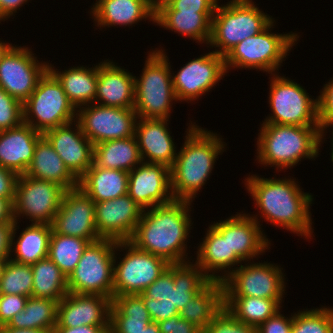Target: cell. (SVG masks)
<instances>
[{"mask_svg":"<svg viewBox=\"0 0 333 333\" xmlns=\"http://www.w3.org/2000/svg\"><path fill=\"white\" fill-rule=\"evenodd\" d=\"M191 203L173 199L143 210L129 242L141 251L165 259L169 264L190 261L185 241L193 224L189 215Z\"/></svg>","mask_w":333,"mask_h":333,"instance_id":"obj_1","label":"cell"},{"mask_svg":"<svg viewBox=\"0 0 333 333\" xmlns=\"http://www.w3.org/2000/svg\"><path fill=\"white\" fill-rule=\"evenodd\" d=\"M249 176L244 180L245 187L260 209V218L263 217L270 224L280 226L298 236L311 239L313 222L309 209L313 196L304 193L296 179Z\"/></svg>","mask_w":333,"mask_h":333,"instance_id":"obj_2","label":"cell"},{"mask_svg":"<svg viewBox=\"0 0 333 333\" xmlns=\"http://www.w3.org/2000/svg\"><path fill=\"white\" fill-rule=\"evenodd\" d=\"M186 132L184 145L170 167V186L174 199L192 202L211 175L217 156L225 151L226 143L219 134L192 122Z\"/></svg>","mask_w":333,"mask_h":333,"instance_id":"obj_3","label":"cell"},{"mask_svg":"<svg viewBox=\"0 0 333 333\" xmlns=\"http://www.w3.org/2000/svg\"><path fill=\"white\" fill-rule=\"evenodd\" d=\"M210 281L196 263H174L140 295L152 321L158 323L179 315L186 303Z\"/></svg>","mask_w":333,"mask_h":333,"instance_id":"obj_4","label":"cell"},{"mask_svg":"<svg viewBox=\"0 0 333 333\" xmlns=\"http://www.w3.org/2000/svg\"><path fill=\"white\" fill-rule=\"evenodd\" d=\"M257 137V159L261 165L288 169L303 158L319 155V126L262 123Z\"/></svg>","mask_w":333,"mask_h":333,"instance_id":"obj_5","label":"cell"},{"mask_svg":"<svg viewBox=\"0 0 333 333\" xmlns=\"http://www.w3.org/2000/svg\"><path fill=\"white\" fill-rule=\"evenodd\" d=\"M164 51H150L140 78H134L133 109L138 118L169 119L172 103L177 101L169 58Z\"/></svg>","mask_w":333,"mask_h":333,"instance_id":"obj_6","label":"cell"},{"mask_svg":"<svg viewBox=\"0 0 333 333\" xmlns=\"http://www.w3.org/2000/svg\"><path fill=\"white\" fill-rule=\"evenodd\" d=\"M252 0H230L217 4L212 17L209 46L225 57L238 43L264 30L274 18L261 11ZM219 49H217V48Z\"/></svg>","mask_w":333,"mask_h":333,"instance_id":"obj_7","label":"cell"},{"mask_svg":"<svg viewBox=\"0 0 333 333\" xmlns=\"http://www.w3.org/2000/svg\"><path fill=\"white\" fill-rule=\"evenodd\" d=\"M274 22L275 20L257 35L238 43L224 57L227 73L232 67L259 69L271 75L275 73V70L277 72L299 36L293 32H290L291 34L272 33L271 28Z\"/></svg>","mask_w":333,"mask_h":333,"instance_id":"obj_8","label":"cell"},{"mask_svg":"<svg viewBox=\"0 0 333 333\" xmlns=\"http://www.w3.org/2000/svg\"><path fill=\"white\" fill-rule=\"evenodd\" d=\"M23 113L24 123L42 134L74 122L77 118V109L49 70L39 79L36 89L23 103Z\"/></svg>","mask_w":333,"mask_h":333,"instance_id":"obj_9","label":"cell"},{"mask_svg":"<svg viewBox=\"0 0 333 333\" xmlns=\"http://www.w3.org/2000/svg\"><path fill=\"white\" fill-rule=\"evenodd\" d=\"M116 244V240L100 239L87 245L78 265L67 278L70 293L113 298Z\"/></svg>","mask_w":333,"mask_h":333,"instance_id":"obj_10","label":"cell"},{"mask_svg":"<svg viewBox=\"0 0 333 333\" xmlns=\"http://www.w3.org/2000/svg\"><path fill=\"white\" fill-rule=\"evenodd\" d=\"M272 75L268 101L273 113L263 123L319 126L318 98H310L305 88L285 76Z\"/></svg>","mask_w":333,"mask_h":333,"instance_id":"obj_11","label":"cell"},{"mask_svg":"<svg viewBox=\"0 0 333 333\" xmlns=\"http://www.w3.org/2000/svg\"><path fill=\"white\" fill-rule=\"evenodd\" d=\"M127 250L120 262L114 256L113 297L142 294L170 265L165 259L137 249L129 241H117L116 251Z\"/></svg>","mask_w":333,"mask_h":333,"instance_id":"obj_12","label":"cell"},{"mask_svg":"<svg viewBox=\"0 0 333 333\" xmlns=\"http://www.w3.org/2000/svg\"><path fill=\"white\" fill-rule=\"evenodd\" d=\"M65 189L53 182L19 175L13 201V216H27L32 223L52 225Z\"/></svg>","mask_w":333,"mask_h":333,"instance_id":"obj_13","label":"cell"},{"mask_svg":"<svg viewBox=\"0 0 333 333\" xmlns=\"http://www.w3.org/2000/svg\"><path fill=\"white\" fill-rule=\"evenodd\" d=\"M222 281L224 296H248L282 299L285 293V275L274 263H246L239 265Z\"/></svg>","mask_w":333,"mask_h":333,"instance_id":"obj_14","label":"cell"},{"mask_svg":"<svg viewBox=\"0 0 333 333\" xmlns=\"http://www.w3.org/2000/svg\"><path fill=\"white\" fill-rule=\"evenodd\" d=\"M137 114L133 108L91 103L77 109L76 121L93 145L134 136Z\"/></svg>","mask_w":333,"mask_h":333,"instance_id":"obj_15","label":"cell"},{"mask_svg":"<svg viewBox=\"0 0 333 333\" xmlns=\"http://www.w3.org/2000/svg\"><path fill=\"white\" fill-rule=\"evenodd\" d=\"M29 47L12 46L0 60V87L24 103L48 70V62H39Z\"/></svg>","mask_w":333,"mask_h":333,"instance_id":"obj_16","label":"cell"},{"mask_svg":"<svg viewBox=\"0 0 333 333\" xmlns=\"http://www.w3.org/2000/svg\"><path fill=\"white\" fill-rule=\"evenodd\" d=\"M227 73L225 58L214 51L186 63L177 74L172 73L177 101H194L210 91Z\"/></svg>","mask_w":333,"mask_h":333,"instance_id":"obj_17","label":"cell"},{"mask_svg":"<svg viewBox=\"0 0 333 333\" xmlns=\"http://www.w3.org/2000/svg\"><path fill=\"white\" fill-rule=\"evenodd\" d=\"M52 229L58 234L79 237L90 243L102 239L95 225V202L79 187L65 191Z\"/></svg>","mask_w":333,"mask_h":333,"instance_id":"obj_18","label":"cell"},{"mask_svg":"<svg viewBox=\"0 0 333 333\" xmlns=\"http://www.w3.org/2000/svg\"><path fill=\"white\" fill-rule=\"evenodd\" d=\"M143 209L128 195L95 203V225L102 239L129 241Z\"/></svg>","mask_w":333,"mask_h":333,"instance_id":"obj_19","label":"cell"},{"mask_svg":"<svg viewBox=\"0 0 333 333\" xmlns=\"http://www.w3.org/2000/svg\"><path fill=\"white\" fill-rule=\"evenodd\" d=\"M128 195L143 210L172 201L170 168L141 162L129 172Z\"/></svg>","mask_w":333,"mask_h":333,"instance_id":"obj_20","label":"cell"},{"mask_svg":"<svg viewBox=\"0 0 333 333\" xmlns=\"http://www.w3.org/2000/svg\"><path fill=\"white\" fill-rule=\"evenodd\" d=\"M202 241L195 263L211 281L222 282L235 269L233 266L241 265L242 260L236 254H229L228 218L210 225ZM222 270L224 275L215 274Z\"/></svg>","mask_w":333,"mask_h":333,"instance_id":"obj_21","label":"cell"},{"mask_svg":"<svg viewBox=\"0 0 333 333\" xmlns=\"http://www.w3.org/2000/svg\"><path fill=\"white\" fill-rule=\"evenodd\" d=\"M111 304L105 296L69 292L58 302L55 327H110Z\"/></svg>","mask_w":333,"mask_h":333,"instance_id":"obj_22","label":"cell"},{"mask_svg":"<svg viewBox=\"0 0 333 333\" xmlns=\"http://www.w3.org/2000/svg\"><path fill=\"white\" fill-rule=\"evenodd\" d=\"M76 122V123H75ZM73 125H75L73 128ZM72 127V128H71ZM61 157L69 171L79 179L93 164L92 142L77 121L59 126L43 134Z\"/></svg>","mask_w":333,"mask_h":333,"instance_id":"obj_23","label":"cell"},{"mask_svg":"<svg viewBox=\"0 0 333 333\" xmlns=\"http://www.w3.org/2000/svg\"><path fill=\"white\" fill-rule=\"evenodd\" d=\"M137 120L134 135L142 162L163 164L170 168L177 153L171 133L167 129L169 119L137 118Z\"/></svg>","mask_w":333,"mask_h":333,"instance_id":"obj_24","label":"cell"},{"mask_svg":"<svg viewBox=\"0 0 333 333\" xmlns=\"http://www.w3.org/2000/svg\"><path fill=\"white\" fill-rule=\"evenodd\" d=\"M125 70L108 59L98 64L94 103L110 107L134 108L135 76Z\"/></svg>","mask_w":333,"mask_h":333,"instance_id":"obj_25","label":"cell"},{"mask_svg":"<svg viewBox=\"0 0 333 333\" xmlns=\"http://www.w3.org/2000/svg\"><path fill=\"white\" fill-rule=\"evenodd\" d=\"M42 133L30 125L0 131V166L22 175L32 162L35 147Z\"/></svg>","mask_w":333,"mask_h":333,"instance_id":"obj_26","label":"cell"},{"mask_svg":"<svg viewBox=\"0 0 333 333\" xmlns=\"http://www.w3.org/2000/svg\"><path fill=\"white\" fill-rule=\"evenodd\" d=\"M257 215L241 214L228 218L229 254H236L247 262L269 249L270 241L260 227Z\"/></svg>","mask_w":333,"mask_h":333,"instance_id":"obj_27","label":"cell"},{"mask_svg":"<svg viewBox=\"0 0 333 333\" xmlns=\"http://www.w3.org/2000/svg\"><path fill=\"white\" fill-rule=\"evenodd\" d=\"M90 12L100 28L131 26L142 19L155 23V10L145 0H96Z\"/></svg>","mask_w":333,"mask_h":333,"instance_id":"obj_28","label":"cell"},{"mask_svg":"<svg viewBox=\"0 0 333 333\" xmlns=\"http://www.w3.org/2000/svg\"><path fill=\"white\" fill-rule=\"evenodd\" d=\"M24 174L34 179L53 182L65 190L78 187V179L65 166L44 135L38 140L32 162Z\"/></svg>","mask_w":333,"mask_h":333,"instance_id":"obj_29","label":"cell"},{"mask_svg":"<svg viewBox=\"0 0 333 333\" xmlns=\"http://www.w3.org/2000/svg\"><path fill=\"white\" fill-rule=\"evenodd\" d=\"M129 172L92 166L78 179V187L95 203L128 194Z\"/></svg>","mask_w":333,"mask_h":333,"instance_id":"obj_30","label":"cell"},{"mask_svg":"<svg viewBox=\"0 0 333 333\" xmlns=\"http://www.w3.org/2000/svg\"><path fill=\"white\" fill-rule=\"evenodd\" d=\"M48 64V70L57 78L64 92L76 109L94 103L97 82L98 65L94 67L77 66L68 70L56 71Z\"/></svg>","mask_w":333,"mask_h":333,"instance_id":"obj_31","label":"cell"},{"mask_svg":"<svg viewBox=\"0 0 333 333\" xmlns=\"http://www.w3.org/2000/svg\"><path fill=\"white\" fill-rule=\"evenodd\" d=\"M152 319L140 294L112 298L109 333H140Z\"/></svg>","mask_w":333,"mask_h":333,"instance_id":"obj_32","label":"cell"},{"mask_svg":"<svg viewBox=\"0 0 333 333\" xmlns=\"http://www.w3.org/2000/svg\"><path fill=\"white\" fill-rule=\"evenodd\" d=\"M17 224L19 222H15L12 232L11 252H15V257H10L11 260L31 265L47 258L52 225L32 223L23 229L15 240V231L19 229Z\"/></svg>","mask_w":333,"mask_h":333,"instance_id":"obj_33","label":"cell"},{"mask_svg":"<svg viewBox=\"0 0 333 333\" xmlns=\"http://www.w3.org/2000/svg\"><path fill=\"white\" fill-rule=\"evenodd\" d=\"M213 15L214 12L155 11V23L208 45Z\"/></svg>","mask_w":333,"mask_h":333,"instance_id":"obj_34","label":"cell"},{"mask_svg":"<svg viewBox=\"0 0 333 333\" xmlns=\"http://www.w3.org/2000/svg\"><path fill=\"white\" fill-rule=\"evenodd\" d=\"M141 162L135 135L125 139L104 141L93 147V163L101 168L130 172Z\"/></svg>","mask_w":333,"mask_h":333,"instance_id":"obj_35","label":"cell"},{"mask_svg":"<svg viewBox=\"0 0 333 333\" xmlns=\"http://www.w3.org/2000/svg\"><path fill=\"white\" fill-rule=\"evenodd\" d=\"M224 308V286L210 281L179 311V316L204 330Z\"/></svg>","mask_w":333,"mask_h":333,"instance_id":"obj_36","label":"cell"},{"mask_svg":"<svg viewBox=\"0 0 333 333\" xmlns=\"http://www.w3.org/2000/svg\"><path fill=\"white\" fill-rule=\"evenodd\" d=\"M58 302L52 299L28 297L24 310L14 315L3 327L38 329L54 332L57 323Z\"/></svg>","mask_w":333,"mask_h":333,"instance_id":"obj_37","label":"cell"},{"mask_svg":"<svg viewBox=\"0 0 333 333\" xmlns=\"http://www.w3.org/2000/svg\"><path fill=\"white\" fill-rule=\"evenodd\" d=\"M282 300L248 296H224V308L237 320L258 327L281 309Z\"/></svg>","mask_w":333,"mask_h":333,"instance_id":"obj_38","label":"cell"},{"mask_svg":"<svg viewBox=\"0 0 333 333\" xmlns=\"http://www.w3.org/2000/svg\"><path fill=\"white\" fill-rule=\"evenodd\" d=\"M33 273L32 297L60 301L68 293L67 277L48 257L31 264Z\"/></svg>","mask_w":333,"mask_h":333,"instance_id":"obj_39","label":"cell"},{"mask_svg":"<svg viewBox=\"0 0 333 333\" xmlns=\"http://www.w3.org/2000/svg\"><path fill=\"white\" fill-rule=\"evenodd\" d=\"M90 242L73 236H64L52 229L49 241L48 258L52 260L68 278L78 265L84 249Z\"/></svg>","mask_w":333,"mask_h":333,"instance_id":"obj_40","label":"cell"},{"mask_svg":"<svg viewBox=\"0 0 333 333\" xmlns=\"http://www.w3.org/2000/svg\"><path fill=\"white\" fill-rule=\"evenodd\" d=\"M0 282L3 294L32 296L33 273L31 265L7 259Z\"/></svg>","mask_w":333,"mask_h":333,"instance_id":"obj_41","label":"cell"},{"mask_svg":"<svg viewBox=\"0 0 333 333\" xmlns=\"http://www.w3.org/2000/svg\"><path fill=\"white\" fill-rule=\"evenodd\" d=\"M291 333H333V308L323 306L297 311Z\"/></svg>","mask_w":333,"mask_h":333,"instance_id":"obj_42","label":"cell"},{"mask_svg":"<svg viewBox=\"0 0 333 333\" xmlns=\"http://www.w3.org/2000/svg\"><path fill=\"white\" fill-rule=\"evenodd\" d=\"M23 122V103L0 87V131L15 128Z\"/></svg>","mask_w":333,"mask_h":333,"instance_id":"obj_43","label":"cell"},{"mask_svg":"<svg viewBox=\"0 0 333 333\" xmlns=\"http://www.w3.org/2000/svg\"><path fill=\"white\" fill-rule=\"evenodd\" d=\"M203 333H257V327L237 320L226 308H223Z\"/></svg>","mask_w":333,"mask_h":333,"instance_id":"obj_44","label":"cell"},{"mask_svg":"<svg viewBox=\"0 0 333 333\" xmlns=\"http://www.w3.org/2000/svg\"><path fill=\"white\" fill-rule=\"evenodd\" d=\"M218 0H168L156 11L215 12Z\"/></svg>","mask_w":333,"mask_h":333,"instance_id":"obj_45","label":"cell"},{"mask_svg":"<svg viewBox=\"0 0 333 333\" xmlns=\"http://www.w3.org/2000/svg\"><path fill=\"white\" fill-rule=\"evenodd\" d=\"M28 297L16 294H3L0 297V328L6 326L11 318L24 310Z\"/></svg>","mask_w":333,"mask_h":333,"instance_id":"obj_46","label":"cell"},{"mask_svg":"<svg viewBox=\"0 0 333 333\" xmlns=\"http://www.w3.org/2000/svg\"><path fill=\"white\" fill-rule=\"evenodd\" d=\"M318 97L319 127L333 123V79L324 85Z\"/></svg>","mask_w":333,"mask_h":333,"instance_id":"obj_47","label":"cell"},{"mask_svg":"<svg viewBox=\"0 0 333 333\" xmlns=\"http://www.w3.org/2000/svg\"><path fill=\"white\" fill-rule=\"evenodd\" d=\"M294 314L286 317L277 311L257 327V333H291Z\"/></svg>","mask_w":333,"mask_h":333,"instance_id":"obj_48","label":"cell"},{"mask_svg":"<svg viewBox=\"0 0 333 333\" xmlns=\"http://www.w3.org/2000/svg\"><path fill=\"white\" fill-rule=\"evenodd\" d=\"M161 333H203L195 324L182 319L179 315L172 316L157 323Z\"/></svg>","mask_w":333,"mask_h":333,"instance_id":"obj_49","label":"cell"},{"mask_svg":"<svg viewBox=\"0 0 333 333\" xmlns=\"http://www.w3.org/2000/svg\"><path fill=\"white\" fill-rule=\"evenodd\" d=\"M19 175L7 168L0 166V197L14 198L16 183Z\"/></svg>","mask_w":333,"mask_h":333,"instance_id":"obj_50","label":"cell"},{"mask_svg":"<svg viewBox=\"0 0 333 333\" xmlns=\"http://www.w3.org/2000/svg\"><path fill=\"white\" fill-rule=\"evenodd\" d=\"M15 222H1L0 223V260L10 259L11 255V242L12 232Z\"/></svg>","mask_w":333,"mask_h":333,"instance_id":"obj_51","label":"cell"},{"mask_svg":"<svg viewBox=\"0 0 333 333\" xmlns=\"http://www.w3.org/2000/svg\"><path fill=\"white\" fill-rule=\"evenodd\" d=\"M27 2L28 0H0V21L9 19Z\"/></svg>","mask_w":333,"mask_h":333,"instance_id":"obj_52","label":"cell"},{"mask_svg":"<svg viewBox=\"0 0 333 333\" xmlns=\"http://www.w3.org/2000/svg\"><path fill=\"white\" fill-rule=\"evenodd\" d=\"M110 327L79 326V327H55L53 333H109Z\"/></svg>","mask_w":333,"mask_h":333,"instance_id":"obj_53","label":"cell"},{"mask_svg":"<svg viewBox=\"0 0 333 333\" xmlns=\"http://www.w3.org/2000/svg\"><path fill=\"white\" fill-rule=\"evenodd\" d=\"M13 201L14 198H1L0 197V223L1 222H15L13 216Z\"/></svg>","mask_w":333,"mask_h":333,"instance_id":"obj_54","label":"cell"},{"mask_svg":"<svg viewBox=\"0 0 333 333\" xmlns=\"http://www.w3.org/2000/svg\"><path fill=\"white\" fill-rule=\"evenodd\" d=\"M0 333H51L49 331H43L38 329H15L10 327H1Z\"/></svg>","mask_w":333,"mask_h":333,"instance_id":"obj_55","label":"cell"},{"mask_svg":"<svg viewBox=\"0 0 333 333\" xmlns=\"http://www.w3.org/2000/svg\"><path fill=\"white\" fill-rule=\"evenodd\" d=\"M329 127H332V130H333V123H330V124H327V125H323L322 127H319V146H321V143H322V139H323V137L325 136L324 135V133H327V132H324L327 128H329ZM332 136H333V131H332ZM332 142H331V149H332V151H331V161L333 162V138H332V140H331Z\"/></svg>","mask_w":333,"mask_h":333,"instance_id":"obj_56","label":"cell"},{"mask_svg":"<svg viewBox=\"0 0 333 333\" xmlns=\"http://www.w3.org/2000/svg\"><path fill=\"white\" fill-rule=\"evenodd\" d=\"M140 333H161L156 322H150Z\"/></svg>","mask_w":333,"mask_h":333,"instance_id":"obj_57","label":"cell"},{"mask_svg":"<svg viewBox=\"0 0 333 333\" xmlns=\"http://www.w3.org/2000/svg\"><path fill=\"white\" fill-rule=\"evenodd\" d=\"M155 11L162 6L163 4H166L168 0H145Z\"/></svg>","mask_w":333,"mask_h":333,"instance_id":"obj_58","label":"cell"},{"mask_svg":"<svg viewBox=\"0 0 333 333\" xmlns=\"http://www.w3.org/2000/svg\"><path fill=\"white\" fill-rule=\"evenodd\" d=\"M13 45L10 43H5L0 40V60L5 55V53L12 47Z\"/></svg>","mask_w":333,"mask_h":333,"instance_id":"obj_59","label":"cell"},{"mask_svg":"<svg viewBox=\"0 0 333 333\" xmlns=\"http://www.w3.org/2000/svg\"><path fill=\"white\" fill-rule=\"evenodd\" d=\"M6 263H7V259L0 260V278L2 277Z\"/></svg>","mask_w":333,"mask_h":333,"instance_id":"obj_60","label":"cell"},{"mask_svg":"<svg viewBox=\"0 0 333 333\" xmlns=\"http://www.w3.org/2000/svg\"><path fill=\"white\" fill-rule=\"evenodd\" d=\"M3 295L2 288H1V282H0V297Z\"/></svg>","mask_w":333,"mask_h":333,"instance_id":"obj_61","label":"cell"}]
</instances>
